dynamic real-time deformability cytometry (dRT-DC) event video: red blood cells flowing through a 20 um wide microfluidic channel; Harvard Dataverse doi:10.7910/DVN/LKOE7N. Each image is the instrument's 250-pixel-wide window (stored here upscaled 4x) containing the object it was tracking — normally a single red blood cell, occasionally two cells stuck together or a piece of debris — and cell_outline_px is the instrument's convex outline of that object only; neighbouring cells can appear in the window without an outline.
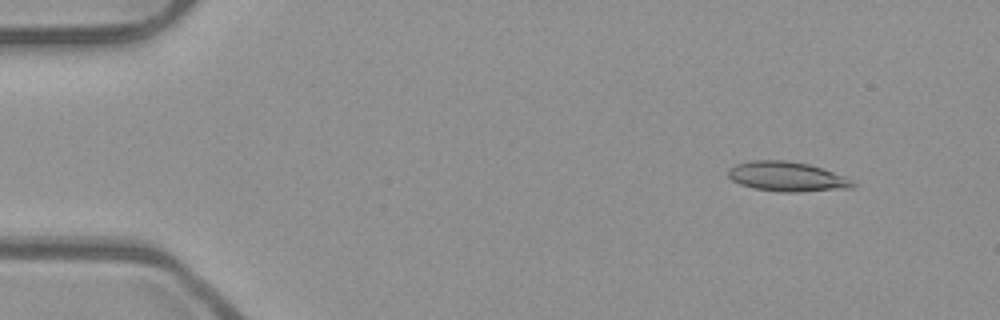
{"species": "common noctule bat (a hibernating species)", "species_latin": "Nyctalus noctula", "temperature_condition": "room temperature", "stored_images_in_passage": 53, "camera_frame_rate_fps": 3000, "um_per_image_px": 0.085, "animal": {"sex": "male", "body_mass_g": 23.1, "forearm_length_mm": 52.7}, "frame": {"image": 1, "passage_image": 6, "time_ms": 1.667, "image_size_px": [1000, 320], "cell_outline_px": [[856, 184], [852, 188], [796, 192], [780, 192], [752, 188], [740, 184], [732, 180], [728, 176], [728, 168], [736, 164], [752, 160], [784, 160], [808, 164], [844, 176], [852, 180]], "centroid_in_image_um": [66.86, 15.01], "position_along_channel_um": 18.1, "area_um2": 21.5}}
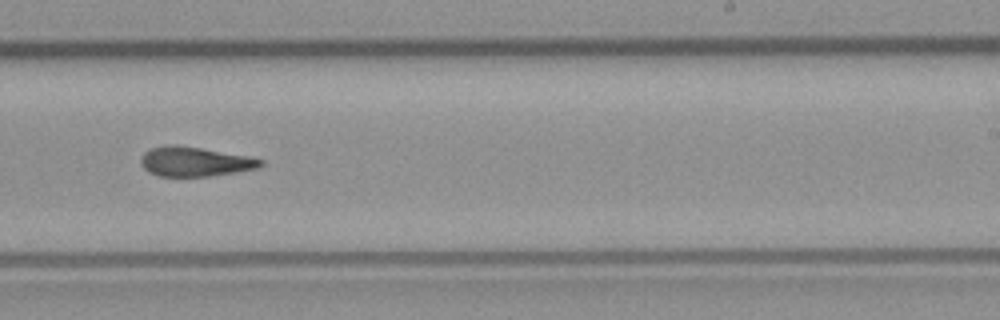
{"frame": {"image": 2, "passage_image": 33, "time_ms": 10.667, "image_size_px": [1000, 320], "cell_outline_px": [[264, 164], [260, 168], [236, 172], [208, 176], [160, 176], [148, 172], [144, 168], [140, 160], [140, 156], [144, 152], [152, 148], [164, 144], [176, 144], [248, 156], [264, 160]], "centroid_in_image_um": [16.55, 13.73], "position_along_channel_um": 272.4, "area_um2": 20.69}}
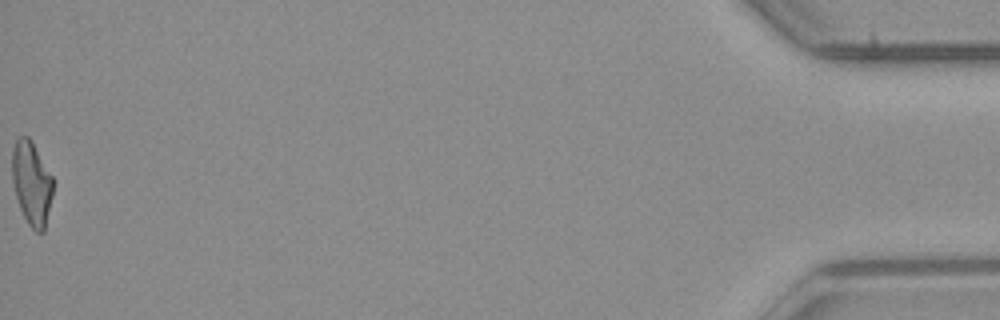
{"frame": {"image": 3, "passage_image": 53, "time_ms": 17.333, "image_size_px": [1000, 320], "cell_outline_px": [[52, 196], [44, 232], [36, 232], [28, 224], [20, 208], [16, 196], [12, 180], [12, 148], [16, 140], [20, 136], [28, 136], [32, 140], [52, 176]], "centroid_in_image_um": [2.68, 15.55], "position_along_channel_um": 432.5, "area_um2": 19.88}, "authors_computed_cell_mechanics": {"area_um2": 20.6924, "velocity_mm_per_s": 3.9816, "shape_relaxation_time_tau1_ms": 10.6632, "shape_relaxation_time_tau2_ms": 3.8393, "deformation_change_tau1": 0.2898, "deformation_change_tau2": 0.1481}}